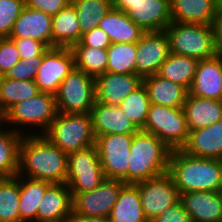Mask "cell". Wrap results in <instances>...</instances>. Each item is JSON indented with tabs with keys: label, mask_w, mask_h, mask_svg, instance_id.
I'll use <instances>...</instances> for the list:
<instances>
[{
	"label": "cell",
	"mask_w": 222,
	"mask_h": 222,
	"mask_svg": "<svg viewBox=\"0 0 222 222\" xmlns=\"http://www.w3.org/2000/svg\"><path fill=\"white\" fill-rule=\"evenodd\" d=\"M10 39L15 42L21 59L43 56L50 49L43 42L31 38Z\"/></svg>",
	"instance_id": "60d3db41"
},
{
	"label": "cell",
	"mask_w": 222,
	"mask_h": 222,
	"mask_svg": "<svg viewBox=\"0 0 222 222\" xmlns=\"http://www.w3.org/2000/svg\"><path fill=\"white\" fill-rule=\"evenodd\" d=\"M142 130L157 136L171 150L182 149L189 136L183 108L155 104L150 105Z\"/></svg>",
	"instance_id": "52a82bcc"
},
{
	"label": "cell",
	"mask_w": 222,
	"mask_h": 222,
	"mask_svg": "<svg viewBox=\"0 0 222 222\" xmlns=\"http://www.w3.org/2000/svg\"><path fill=\"white\" fill-rule=\"evenodd\" d=\"M136 0H113V7L126 12L129 9V4H132Z\"/></svg>",
	"instance_id": "7dc6e473"
},
{
	"label": "cell",
	"mask_w": 222,
	"mask_h": 222,
	"mask_svg": "<svg viewBox=\"0 0 222 222\" xmlns=\"http://www.w3.org/2000/svg\"><path fill=\"white\" fill-rule=\"evenodd\" d=\"M74 6L82 34L98 27L100 20L113 7V0H71Z\"/></svg>",
	"instance_id": "d6a6232c"
},
{
	"label": "cell",
	"mask_w": 222,
	"mask_h": 222,
	"mask_svg": "<svg viewBox=\"0 0 222 222\" xmlns=\"http://www.w3.org/2000/svg\"><path fill=\"white\" fill-rule=\"evenodd\" d=\"M39 92L35 81L0 76V118L16 103L35 97Z\"/></svg>",
	"instance_id": "4dcf8cb0"
},
{
	"label": "cell",
	"mask_w": 222,
	"mask_h": 222,
	"mask_svg": "<svg viewBox=\"0 0 222 222\" xmlns=\"http://www.w3.org/2000/svg\"><path fill=\"white\" fill-rule=\"evenodd\" d=\"M75 68V57L71 47L50 48L37 69L35 84L40 92L56 95L61 82Z\"/></svg>",
	"instance_id": "8fae6325"
},
{
	"label": "cell",
	"mask_w": 222,
	"mask_h": 222,
	"mask_svg": "<svg viewBox=\"0 0 222 222\" xmlns=\"http://www.w3.org/2000/svg\"><path fill=\"white\" fill-rule=\"evenodd\" d=\"M111 222H149L142 208L138 187L135 184H125L111 209Z\"/></svg>",
	"instance_id": "83f0119b"
},
{
	"label": "cell",
	"mask_w": 222,
	"mask_h": 222,
	"mask_svg": "<svg viewBox=\"0 0 222 222\" xmlns=\"http://www.w3.org/2000/svg\"><path fill=\"white\" fill-rule=\"evenodd\" d=\"M71 0H25L28 8L42 11L43 13L53 16L65 8Z\"/></svg>",
	"instance_id": "7bdbcfd3"
},
{
	"label": "cell",
	"mask_w": 222,
	"mask_h": 222,
	"mask_svg": "<svg viewBox=\"0 0 222 222\" xmlns=\"http://www.w3.org/2000/svg\"><path fill=\"white\" fill-rule=\"evenodd\" d=\"M134 134H109L96 138V147L105 179L128 184L130 146Z\"/></svg>",
	"instance_id": "30bf717a"
},
{
	"label": "cell",
	"mask_w": 222,
	"mask_h": 222,
	"mask_svg": "<svg viewBox=\"0 0 222 222\" xmlns=\"http://www.w3.org/2000/svg\"><path fill=\"white\" fill-rule=\"evenodd\" d=\"M218 10L216 0H170L173 22L213 25Z\"/></svg>",
	"instance_id": "603a6c76"
},
{
	"label": "cell",
	"mask_w": 222,
	"mask_h": 222,
	"mask_svg": "<svg viewBox=\"0 0 222 222\" xmlns=\"http://www.w3.org/2000/svg\"><path fill=\"white\" fill-rule=\"evenodd\" d=\"M198 60L170 53L160 66L157 75L189 89L195 77Z\"/></svg>",
	"instance_id": "1f68e13d"
},
{
	"label": "cell",
	"mask_w": 222,
	"mask_h": 222,
	"mask_svg": "<svg viewBox=\"0 0 222 222\" xmlns=\"http://www.w3.org/2000/svg\"><path fill=\"white\" fill-rule=\"evenodd\" d=\"M213 30L215 35V42L219 53L222 52V9L218 10L217 16L213 22Z\"/></svg>",
	"instance_id": "f6af8a7d"
},
{
	"label": "cell",
	"mask_w": 222,
	"mask_h": 222,
	"mask_svg": "<svg viewBox=\"0 0 222 222\" xmlns=\"http://www.w3.org/2000/svg\"><path fill=\"white\" fill-rule=\"evenodd\" d=\"M21 60L15 42L9 37L0 38V76L7 72Z\"/></svg>",
	"instance_id": "ab89813d"
},
{
	"label": "cell",
	"mask_w": 222,
	"mask_h": 222,
	"mask_svg": "<svg viewBox=\"0 0 222 222\" xmlns=\"http://www.w3.org/2000/svg\"><path fill=\"white\" fill-rule=\"evenodd\" d=\"M219 101L222 103V92H221V95H220Z\"/></svg>",
	"instance_id": "681fc988"
},
{
	"label": "cell",
	"mask_w": 222,
	"mask_h": 222,
	"mask_svg": "<svg viewBox=\"0 0 222 222\" xmlns=\"http://www.w3.org/2000/svg\"><path fill=\"white\" fill-rule=\"evenodd\" d=\"M168 174L180 194L222 191V160L194 157L175 149L170 154Z\"/></svg>",
	"instance_id": "7a4b0ae2"
},
{
	"label": "cell",
	"mask_w": 222,
	"mask_h": 222,
	"mask_svg": "<svg viewBox=\"0 0 222 222\" xmlns=\"http://www.w3.org/2000/svg\"><path fill=\"white\" fill-rule=\"evenodd\" d=\"M67 222H111L109 217H90L76 214L74 211Z\"/></svg>",
	"instance_id": "bcb514c9"
},
{
	"label": "cell",
	"mask_w": 222,
	"mask_h": 222,
	"mask_svg": "<svg viewBox=\"0 0 222 222\" xmlns=\"http://www.w3.org/2000/svg\"><path fill=\"white\" fill-rule=\"evenodd\" d=\"M73 212V197L66 183L52 184L39 202L37 222H67Z\"/></svg>",
	"instance_id": "d6986e66"
},
{
	"label": "cell",
	"mask_w": 222,
	"mask_h": 222,
	"mask_svg": "<svg viewBox=\"0 0 222 222\" xmlns=\"http://www.w3.org/2000/svg\"><path fill=\"white\" fill-rule=\"evenodd\" d=\"M125 183L121 180L105 179L94 190L78 193L73 197V211L90 217H109Z\"/></svg>",
	"instance_id": "4fadbf2b"
},
{
	"label": "cell",
	"mask_w": 222,
	"mask_h": 222,
	"mask_svg": "<svg viewBox=\"0 0 222 222\" xmlns=\"http://www.w3.org/2000/svg\"><path fill=\"white\" fill-rule=\"evenodd\" d=\"M142 81L136 74L105 72L95 78V99L99 103L119 105Z\"/></svg>",
	"instance_id": "9a60e30c"
},
{
	"label": "cell",
	"mask_w": 222,
	"mask_h": 222,
	"mask_svg": "<svg viewBox=\"0 0 222 222\" xmlns=\"http://www.w3.org/2000/svg\"><path fill=\"white\" fill-rule=\"evenodd\" d=\"M52 16L25 6L9 38H31L52 48Z\"/></svg>",
	"instance_id": "44dd1931"
},
{
	"label": "cell",
	"mask_w": 222,
	"mask_h": 222,
	"mask_svg": "<svg viewBox=\"0 0 222 222\" xmlns=\"http://www.w3.org/2000/svg\"><path fill=\"white\" fill-rule=\"evenodd\" d=\"M171 151L157 136L143 130L135 133L130 146L128 184L168 173Z\"/></svg>",
	"instance_id": "3957f363"
},
{
	"label": "cell",
	"mask_w": 222,
	"mask_h": 222,
	"mask_svg": "<svg viewBox=\"0 0 222 222\" xmlns=\"http://www.w3.org/2000/svg\"><path fill=\"white\" fill-rule=\"evenodd\" d=\"M150 105L147 90L143 83L119 104L125 115L139 130L145 126Z\"/></svg>",
	"instance_id": "8d00e7d4"
},
{
	"label": "cell",
	"mask_w": 222,
	"mask_h": 222,
	"mask_svg": "<svg viewBox=\"0 0 222 222\" xmlns=\"http://www.w3.org/2000/svg\"><path fill=\"white\" fill-rule=\"evenodd\" d=\"M170 53L197 59H209L219 51L212 25L171 22L165 29Z\"/></svg>",
	"instance_id": "8992f818"
},
{
	"label": "cell",
	"mask_w": 222,
	"mask_h": 222,
	"mask_svg": "<svg viewBox=\"0 0 222 222\" xmlns=\"http://www.w3.org/2000/svg\"><path fill=\"white\" fill-rule=\"evenodd\" d=\"M52 185L47 181L35 180L19 175V212L21 222H37L39 202Z\"/></svg>",
	"instance_id": "f1b7e54d"
},
{
	"label": "cell",
	"mask_w": 222,
	"mask_h": 222,
	"mask_svg": "<svg viewBox=\"0 0 222 222\" xmlns=\"http://www.w3.org/2000/svg\"><path fill=\"white\" fill-rule=\"evenodd\" d=\"M142 83L147 90L151 104L183 108L188 90L170 80L164 79L157 74L143 78Z\"/></svg>",
	"instance_id": "d4e9b609"
},
{
	"label": "cell",
	"mask_w": 222,
	"mask_h": 222,
	"mask_svg": "<svg viewBox=\"0 0 222 222\" xmlns=\"http://www.w3.org/2000/svg\"><path fill=\"white\" fill-rule=\"evenodd\" d=\"M57 112L90 113L95 99V78L76 68L61 82L55 95Z\"/></svg>",
	"instance_id": "ba28073f"
},
{
	"label": "cell",
	"mask_w": 222,
	"mask_h": 222,
	"mask_svg": "<svg viewBox=\"0 0 222 222\" xmlns=\"http://www.w3.org/2000/svg\"><path fill=\"white\" fill-rule=\"evenodd\" d=\"M169 54V39L165 31L145 32L137 42L136 75L144 78L157 74Z\"/></svg>",
	"instance_id": "5bb4252c"
},
{
	"label": "cell",
	"mask_w": 222,
	"mask_h": 222,
	"mask_svg": "<svg viewBox=\"0 0 222 222\" xmlns=\"http://www.w3.org/2000/svg\"><path fill=\"white\" fill-rule=\"evenodd\" d=\"M25 6V0H0V38L10 36Z\"/></svg>",
	"instance_id": "74e56055"
},
{
	"label": "cell",
	"mask_w": 222,
	"mask_h": 222,
	"mask_svg": "<svg viewBox=\"0 0 222 222\" xmlns=\"http://www.w3.org/2000/svg\"><path fill=\"white\" fill-rule=\"evenodd\" d=\"M68 155L43 135H23L19 144L18 175L47 181L66 183Z\"/></svg>",
	"instance_id": "6da1fadb"
},
{
	"label": "cell",
	"mask_w": 222,
	"mask_h": 222,
	"mask_svg": "<svg viewBox=\"0 0 222 222\" xmlns=\"http://www.w3.org/2000/svg\"><path fill=\"white\" fill-rule=\"evenodd\" d=\"M75 57V68L96 78L104 74L107 68V49L91 46H72Z\"/></svg>",
	"instance_id": "d590c367"
},
{
	"label": "cell",
	"mask_w": 222,
	"mask_h": 222,
	"mask_svg": "<svg viewBox=\"0 0 222 222\" xmlns=\"http://www.w3.org/2000/svg\"><path fill=\"white\" fill-rule=\"evenodd\" d=\"M43 56H35L19 60L5 75L15 80H32L37 75V69L41 66Z\"/></svg>",
	"instance_id": "f35d334b"
},
{
	"label": "cell",
	"mask_w": 222,
	"mask_h": 222,
	"mask_svg": "<svg viewBox=\"0 0 222 222\" xmlns=\"http://www.w3.org/2000/svg\"><path fill=\"white\" fill-rule=\"evenodd\" d=\"M180 201L192 222H222V191L181 193Z\"/></svg>",
	"instance_id": "ffe728a7"
},
{
	"label": "cell",
	"mask_w": 222,
	"mask_h": 222,
	"mask_svg": "<svg viewBox=\"0 0 222 222\" xmlns=\"http://www.w3.org/2000/svg\"><path fill=\"white\" fill-rule=\"evenodd\" d=\"M218 8L222 9V0H216Z\"/></svg>",
	"instance_id": "c3c4849f"
},
{
	"label": "cell",
	"mask_w": 222,
	"mask_h": 222,
	"mask_svg": "<svg viewBox=\"0 0 222 222\" xmlns=\"http://www.w3.org/2000/svg\"><path fill=\"white\" fill-rule=\"evenodd\" d=\"M0 120V178L13 177L19 171V144L22 134Z\"/></svg>",
	"instance_id": "f546056e"
},
{
	"label": "cell",
	"mask_w": 222,
	"mask_h": 222,
	"mask_svg": "<svg viewBox=\"0 0 222 222\" xmlns=\"http://www.w3.org/2000/svg\"><path fill=\"white\" fill-rule=\"evenodd\" d=\"M183 111L189 132L211 126L222 119V103L219 100L187 95Z\"/></svg>",
	"instance_id": "cb8c5ba5"
},
{
	"label": "cell",
	"mask_w": 222,
	"mask_h": 222,
	"mask_svg": "<svg viewBox=\"0 0 222 222\" xmlns=\"http://www.w3.org/2000/svg\"><path fill=\"white\" fill-rule=\"evenodd\" d=\"M151 222H192L189 213L183 208L179 200L167 208L163 213L154 218Z\"/></svg>",
	"instance_id": "ee69618b"
},
{
	"label": "cell",
	"mask_w": 222,
	"mask_h": 222,
	"mask_svg": "<svg viewBox=\"0 0 222 222\" xmlns=\"http://www.w3.org/2000/svg\"><path fill=\"white\" fill-rule=\"evenodd\" d=\"M137 42L112 43L107 48L106 72L136 74Z\"/></svg>",
	"instance_id": "e575fe53"
},
{
	"label": "cell",
	"mask_w": 222,
	"mask_h": 222,
	"mask_svg": "<svg viewBox=\"0 0 222 222\" xmlns=\"http://www.w3.org/2000/svg\"><path fill=\"white\" fill-rule=\"evenodd\" d=\"M181 150L194 157L222 160V119L211 126L190 131Z\"/></svg>",
	"instance_id": "7402d4cb"
},
{
	"label": "cell",
	"mask_w": 222,
	"mask_h": 222,
	"mask_svg": "<svg viewBox=\"0 0 222 222\" xmlns=\"http://www.w3.org/2000/svg\"><path fill=\"white\" fill-rule=\"evenodd\" d=\"M90 114L96 138L109 134H135L139 131L119 105H107L95 101Z\"/></svg>",
	"instance_id": "ac0fdd59"
},
{
	"label": "cell",
	"mask_w": 222,
	"mask_h": 222,
	"mask_svg": "<svg viewBox=\"0 0 222 222\" xmlns=\"http://www.w3.org/2000/svg\"><path fill=\"white\" fill-rule=\"evenodd\" d=\"M112 44L110 37L99 27L82 34L81 40L73 46H91L100 49H107Z\"/></svg>",
	"instance_id": "b9f144b4"
},
{
	"label": "cell",
	"mask_w": 222,
	"mask_h": 222,
	"mask_svg": "<svg viewBox=\"0 0 222 222\" xmlns=\"http://www.w3.org/2000/svg\"><path fill=\"white\" fill-rule=\"evenodd\" d=\"M51 28L52 48L72 47L81 40L80 23L71 3L52 16Z\"/></svg>",
	"instance_id": "4316f807"
},
{
	"label": "cell",
	"mask_w": 222,
	"mask_h": 222,
	"mask_svg": "<svg viewBox=\"0 0 222 222\" xmlns=\"http://www.w3.org/2000/svg\"><path fill=\"white\" fill-rule=\"evenodd\" d=\"M98 27L106 32L112 43L138 42L146 32L125 12L114 7L100 20Z\"/></svg>",
	"instance_id": "484cf974"
},
{
	"label": "cell",
	"mask_w": 222,
	"mask_h": 222,
	"mask_svg": "<svg viewBox=\"0 0 222 222\" xmlns=\"http://www.w3.org/2000/svg\"><path fill=\"white\" fill-rule=\"evenodd\" d=\"M104 180L96 145L68 154L66 184L72 197L94 190Z\"/></svg>",
	"instance_id": "9c48e42d"
},
{
	"label": "cell",
	"mask_w": 222,
	"mask_h": 222,
	"mask_svg": "<svg viewBox=\"0 0 222 222\" xmlns=\"http://www.w3.org/2000/svg\"><path fill=\"white\" fill-rule=\"evenodd\" d=\"M43 136L67 155L96 143L90 113L57 112Z\"/></svg>",
	"instance_id": "5b68a950"
},
{
	"label": "cell",
	"mask_w": 222,
	"mask_h": 222,
	"mask_svg": "<svg viewBox=\"0 0 222 222\" xmlns=\"http://www.w3.org/2000/svg\"><path fill=\"white\" fill-rule=\"evenodd\" d=\"M56 114L55 95L39 92L35 97L16 103L0 120L4 125L11 126L12 130L22 135H43ZM30 128H33L32 132Z\"/></svg>",
	"instance_id": "277c9868"
},
{
	"label": "cell",
	"mask_w": 222,
	"mask_h": 222,
	"mask_svg": "<svg viewBox=\"0 0 222 222\" xmlns=\"http://www.w3.org/2000/svg\"><path fill=\"white\" fill-rule=\"evenodd\" d=\"M126 15L144 31H165L172 22L170 0H136Z\"/></svg>",
	"instance_id": "2e32d148"
},
{
	"label": "cell",
	"mask_w": 222,
	"mask_h": 222,
	"mask_svg": "<svg viewBox=\"0 0 222 222\" xmlns=\"http://www.w3.org/2000/svg\"><path fill=\"white\" fill-rule=\"evenodd\" d=\"M222 92V54L198 61L187 95L219 100Z\"/></svg>",
	"instance_id": "e0dca14e"
},
{
	"label": "cell",
	"mask_w": 222,
	"mask_h": 222,
	"mask_svg": "<svg viewBox=\"0 0 222 222\" xmlns=\"http://www.w3.org/2000/svg\"><path fill=\"white\" fill-rule=\"evenodd\" d=\"M135 185L138 187L142 208L149 222L180 200V193L168 173Z\"/></svg>",
	"instance_id": "7c38bea8"
},
{
	"label": "cell",
	"mask_w": 222,
	"mask_h": 222,
	"mask_svg": "<svg viewBox=\"0 0 222 222\" xmlns=\"http://www.w3.org/2000/svg\"><path fill=\"white\" fill-rule=\"evenodd\" d=\"M19 175L0 178V222H21Z\"/></svg>",
	"instance_id": "836d02e7"
}]
</instances>
